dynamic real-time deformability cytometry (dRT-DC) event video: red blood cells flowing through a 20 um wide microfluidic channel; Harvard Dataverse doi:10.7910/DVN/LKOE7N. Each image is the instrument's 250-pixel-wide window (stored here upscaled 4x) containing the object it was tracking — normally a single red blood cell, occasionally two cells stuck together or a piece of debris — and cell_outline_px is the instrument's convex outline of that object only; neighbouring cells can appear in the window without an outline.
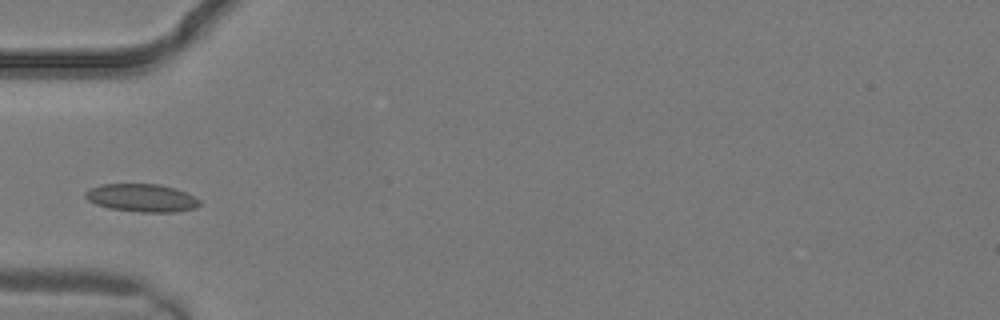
{"species": "common noctule bat (a hibernating species)", "species_latin": "Nyctalus noctula", "temperature_condition": "warm", "stored_images_in_passage": 2, "camera_frame_rate_fps": 3000, "um_per_image_px": 0.085, "animal": {"sex": "male", "body_mass_g": 19.2, "forearm_length_mm": 51.8}, "frame": {"image": 1, "passage_image": 2, "time_ms": 0.333, "image_size_px": [1000, 320], "cell_outline_px": [[200, 204], [196, 208], [176, 212], [140, 212], [108, 208], [96, 204], [88, 200], [84, 196], [84, 192], [88, 188], [100, 184], [160, 184], [176, 188], [200, 200]], "centroid_in_image_um": [12.02, 16.81], "position_along_channel_um": 73.0, "area_um2": 18.73}}